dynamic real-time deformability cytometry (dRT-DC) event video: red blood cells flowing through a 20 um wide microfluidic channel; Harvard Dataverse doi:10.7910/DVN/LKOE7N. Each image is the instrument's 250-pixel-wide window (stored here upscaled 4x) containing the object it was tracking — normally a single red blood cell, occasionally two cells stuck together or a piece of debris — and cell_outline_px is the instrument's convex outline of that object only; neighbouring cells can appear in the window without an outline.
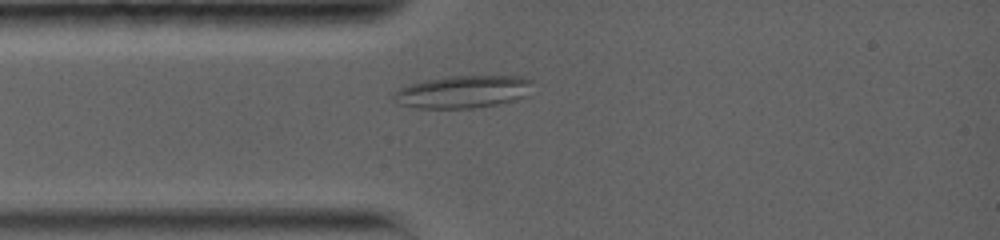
{"species": "common noctule bat (a hibernating species)", "species_latin": "Nyctalus noctula", "temperature_condition": "warm", "stored_images_in_passage": 36, "camera_frame_rate_fps": 5000, "um_per_image_px": 0.085, "animal": {"sex": "female", "body_mass_g": 19.0, "forearm_length_mm": 56.7}, "frame": {"image": 1, "passage_image": 11, "time_ms": 2.6, "image_size_px": [1000, 240], "cell_outline_px": [[532, 80], [528, 96], [516, 100], [496, 104], [472, 108], [412, 108], [400, 104], [392, 100], [392, 92], [408, 84], [424, 80], [452, 76], [524, 76]], "centroid_in_image_um": [39.32, 7.8], "position_along_channel_um": 45.7, "area_um2": 26.59}}
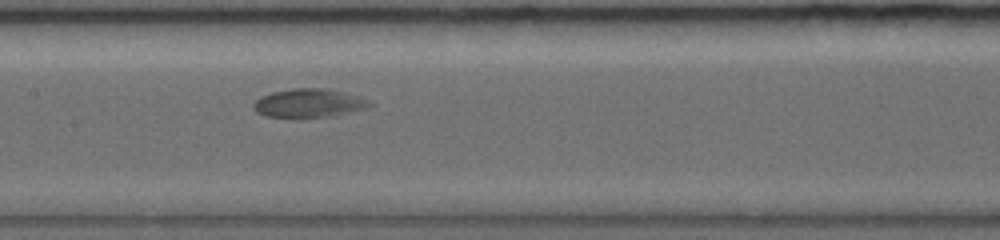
{"frame": {"image": 2, "passage_image": 23, "time_ms": 6.4, "image_size_px": [1000, 240], "cell_outline_px": [[372, 104], [368, 108], [328, 116], [264, 116], [256, 112], [252, 108], [252, 104], [260, 96], [272, 92], [292, 88], [328, 88], [344, 92], [368, 100]], "centroid_in_image_um": [26.21, 8.74], "position_along_channel_um": 181.2, "area_um2": 19.02}}
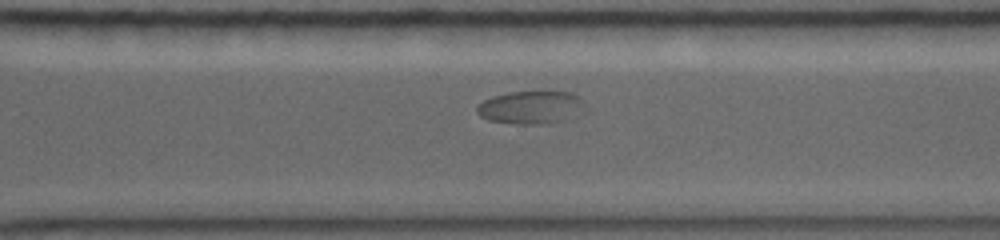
{"frame": {"image": 3, "passage_image": 33, "time_ms": 10.4, "image_size_px": [1000, 240], "cell_outline_px": [[588, 112], [568, 120], [540, 124], [516, 124], [488, 120], [480, 116], [476, 112], [476, 108], [484, 100], [492, 96], [508, 92], [536, 88], [572, 92], [580, 96], [588, 108]], "centroid_in_image_um": [45.26, 9.08], "position_along_channel_um": 325.3, "area_um2": 22.25}}